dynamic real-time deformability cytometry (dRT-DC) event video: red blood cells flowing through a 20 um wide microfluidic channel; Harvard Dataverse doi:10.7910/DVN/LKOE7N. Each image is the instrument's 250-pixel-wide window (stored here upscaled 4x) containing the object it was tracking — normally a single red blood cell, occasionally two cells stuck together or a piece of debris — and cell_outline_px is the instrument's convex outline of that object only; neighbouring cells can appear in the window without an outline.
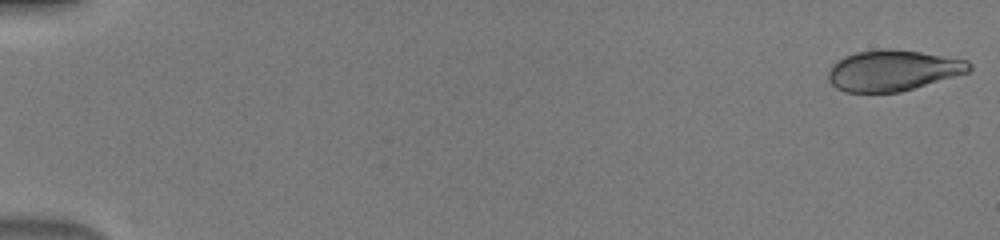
{"species": "human", "species_latin": "Homo sapiens", "temperature_condition": "warm", "stored_images_in_passage": 50, "camera_frame_rate_fps": 3000, "um_per_image_px": 0.085, "donor": {"sex": "male"}, "frame": {"image": 1, "passage_image": 1, "time_ms": 0.0, "image_size_px": [1000, 240], "cell_outline_px": [[972, 68], [968, 72], [900, 92], [844, 92], [836, 88], [828, 80], [828, 72], [832, 64], [836, 60], [844, 56], [856, 52], [880, 48], [892, 48], [920, 52], [968, 60], [972, 64]], "centroid_in_image_um": [75.86, 5.98], "position_along_channel_um": 9.1, "area_um2": 33.64}}
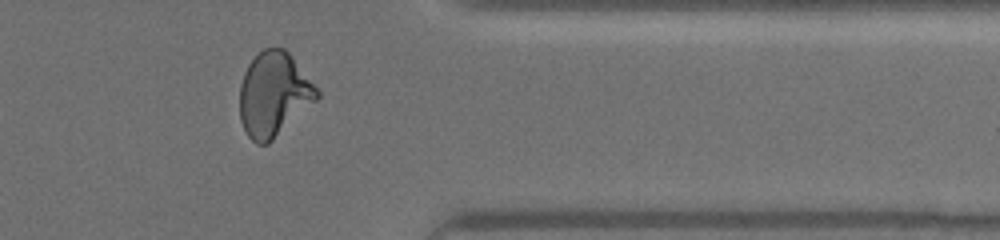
{"frame": {"image": 2, "passage_image": 42, "time_ms": 13.667, "image_size_px": [1000, 240], "cell_outline_px": [[320, 96], [316, 100], [268, 144], [256, 144], [248, 136], [240, 120], [240, 84], [244, 72], [248, 64], [264, 48], [284, 48], [288, 52], [320, 92]], "centroid_in_image_um": [23.25, 8.03], "position_along_channel_um": 388.2, "area_um2": 37.4}}
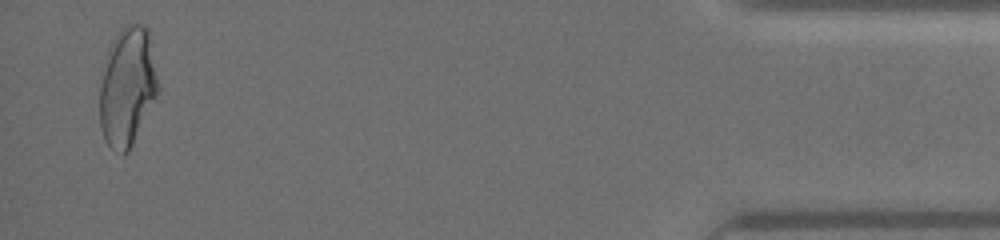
{"frame": {"image": 3, "passage_image": 49, "time_ms": 16.0, "image_size_px": [1000, 240], "cell_outline_px": [[160, 88], [128, 152], [124, 152], [112, 148], [108, 144], [100, 128], [100, 84], [108, 48], [112, 40], [120, 28], [124, 24], [144, 24], [148, 28]], "centroid_in_image_um": [10.83, 7.29], "position_along_channel_um": 424.4, "area_um2": 40.17}}